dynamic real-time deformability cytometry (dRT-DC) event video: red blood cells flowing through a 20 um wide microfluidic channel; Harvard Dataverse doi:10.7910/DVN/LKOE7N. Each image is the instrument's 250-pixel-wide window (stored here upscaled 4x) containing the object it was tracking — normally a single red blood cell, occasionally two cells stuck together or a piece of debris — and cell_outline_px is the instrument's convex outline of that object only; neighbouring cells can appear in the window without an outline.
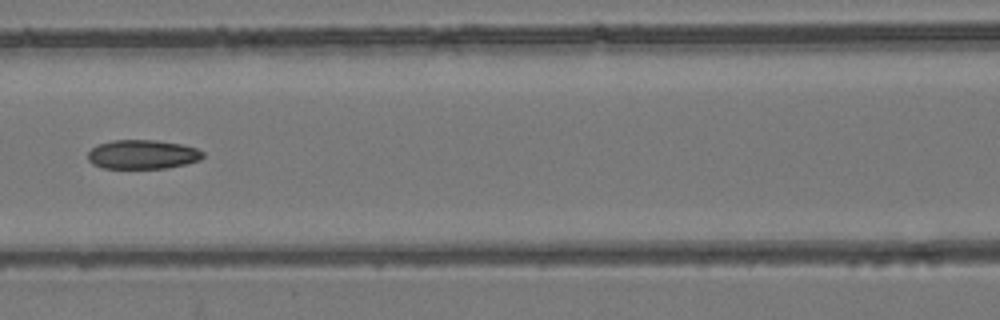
{"species": "common noctule bat (a hibernating species)", "species_latin": "Nyctalus noctula", "temperature_condition": "room temperature", "stored_images_in_passage": 5, "camera_frame_rate_fps": 3000, "um_per_image_px": 0.085, "animal": {"sex": "female", "body_mass_g": 24.6, "forearm_length_mm": 56.2}, "frame": {"image": 1, "passage_image": 4, "time_ms": 4.333, "image_size_px": [1000, 320], "cell_outline_px": [[204, 156], [200, 160], [168, 168], [104, 168], [92, 164], [88, 160], [88, 152], [96, 144], [112, 140], [156, 140], [180, 144], [196, 148], [204, 152]], "centroid_in_image_um": [12.1, 13.12], "position_along_channel_um": 154.5, "area_um2": 19.59}}
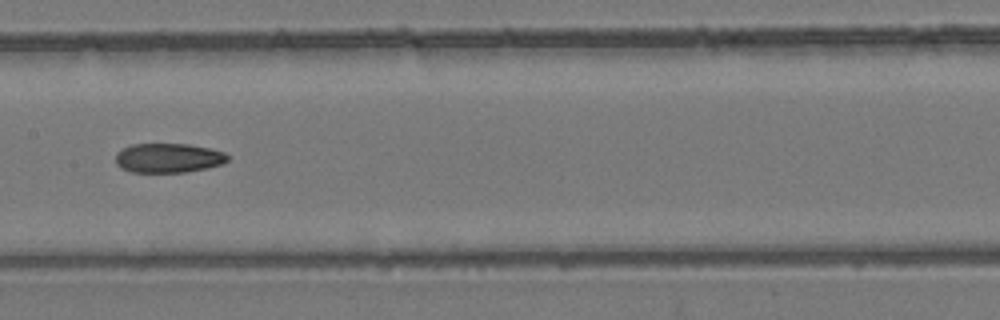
{"frame": {"image": 2, "passage_image": 5, "time_ms": 5.333, "image_size_px": [1000, 320], "cell_outline_px": [[228, 160], [224, 164], [208, 168], [184, 172], [132, 172], [120, 168], [116, 164], [116, 152], [132, 144], [188, 144], [208, 148], [224, 152], [228, 156]], "centroid_in_image_um": [14.31, 13.43], "position_along_channel_um": 193.1, "area_um2": 19.25}}